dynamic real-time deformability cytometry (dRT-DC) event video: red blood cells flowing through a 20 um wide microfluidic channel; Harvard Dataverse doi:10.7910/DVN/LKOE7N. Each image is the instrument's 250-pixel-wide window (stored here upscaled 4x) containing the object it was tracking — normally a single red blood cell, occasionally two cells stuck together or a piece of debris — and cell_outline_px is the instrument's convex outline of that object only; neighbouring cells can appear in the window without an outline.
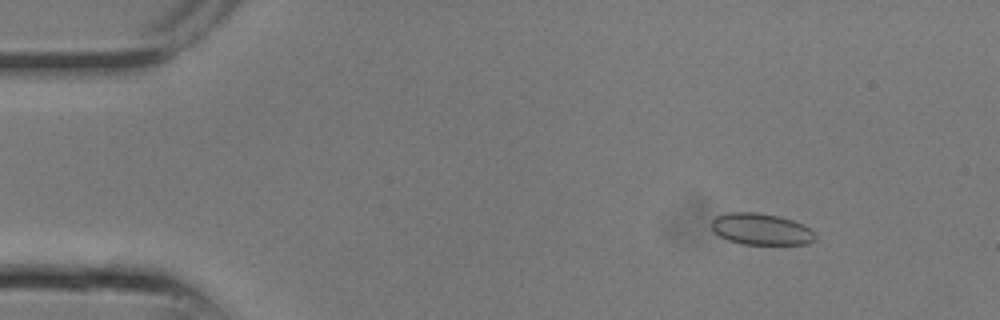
{"species": "common noctule bat (a hibernating species)", "species_latin": "Nyctalus noctula", "temperature_condition": "room temperature", "stored_images_in_passage": 13, "camera_frame_rate_fps": 3000, "um_per_image_px": 0.085, "animal": {"sex": "male", "body_mass_g": 13.3}, "frame": {"image": 1, "passage_image": 3, "time_ms": 0.667, "image_size_px": [1000, 320], "cell_outline_px": [[816, 236], [808, 244], [744, 244], [728, 240], [720, 236], [712, 228], [712, 220], [716, 216], [728, 212], [756, 212], [780, 216], [792, 220], [816, 232]], "centroid_in_image_um": [64.69, 19.47], "position_along_channel_um": 20.3, "area_um2": 18.9}}
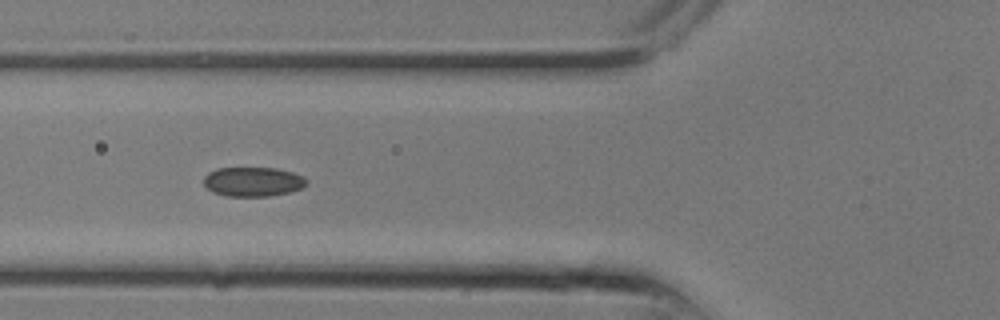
{"frame": {"image": 2, "passage_image": 9, "time_ms": 2.667, "image_size_px": [1000, 320], "cell_outline_px": [[308, 184], [300, 188], [288, 192], [268, 196], [224, 196], [212, 192], [204, 184], [204, 176], [208, 172], [216, 168], [276, 168], [292, 172], [304, 176], [308, 180]], "centroid_in_image_um": [21.49, 15.44], "position_along_channel_um": 104.3, "area_um2": 17.69}}
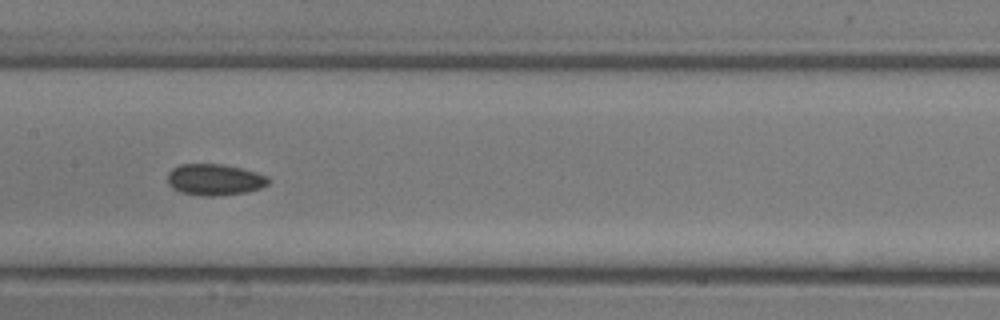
{"frame": {"image": 3, "passage_image": 12, "time_ms": 3.667, "image_size_px": [1000, 320], "cell_outline_px": [[268, 184], [260, 188], [244, 192], [220, 196], [200, 196], [180, 192], [172, 188], [168, 184], [168, 172], [172, 168], [180, 164], [224, 164], [256, 172], [268, 176]], "centroid_in_image_um": [18.21, 15.27], "position_along_channel_um": 189.2, "area_um2": 18.5}}